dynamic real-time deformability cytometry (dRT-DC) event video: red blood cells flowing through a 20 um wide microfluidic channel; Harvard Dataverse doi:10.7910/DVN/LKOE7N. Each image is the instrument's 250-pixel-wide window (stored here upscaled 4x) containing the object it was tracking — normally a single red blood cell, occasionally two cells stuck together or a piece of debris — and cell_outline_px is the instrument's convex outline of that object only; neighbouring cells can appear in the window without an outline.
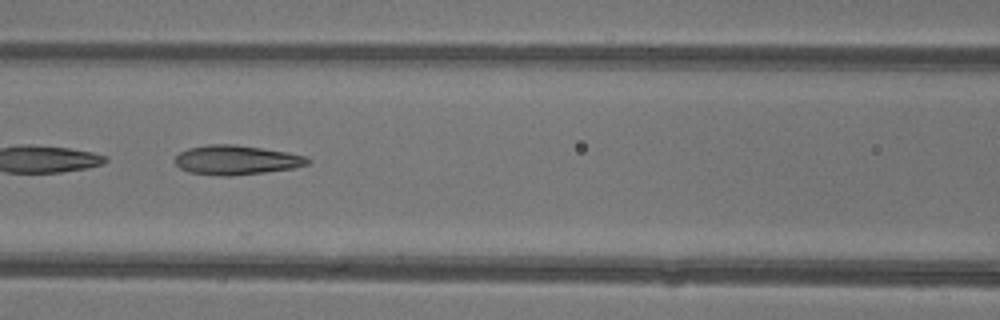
{"species": "common noctule bat (a hibernating species)", "species_latin": "Nyctalus noctula", "temperature_condition": "warm", "stored_images_in_passage": 19, "camera_frame_rate_fps": 3000, "um_per_image_px": 0.085, "animal": {"sex": "female"}, "frame": {"image": 1, "passage_image": 9, "time_ms": 2.667, "image_size_px": [1000, 320], "cell_outline_px": [[312, 160], [308, 164], [292, 168], [264, 172], [232, 176], [216, 176], [188, 172], [180, 168], [172, 160], [180, 152], [188, 148], [208, 144], [236, 144], [288, 152], [308, 156]], "centroid_in_image_um": [20.07, 13.6], "position_along_channel_um": 146.5, "area_um2": 23.0}}